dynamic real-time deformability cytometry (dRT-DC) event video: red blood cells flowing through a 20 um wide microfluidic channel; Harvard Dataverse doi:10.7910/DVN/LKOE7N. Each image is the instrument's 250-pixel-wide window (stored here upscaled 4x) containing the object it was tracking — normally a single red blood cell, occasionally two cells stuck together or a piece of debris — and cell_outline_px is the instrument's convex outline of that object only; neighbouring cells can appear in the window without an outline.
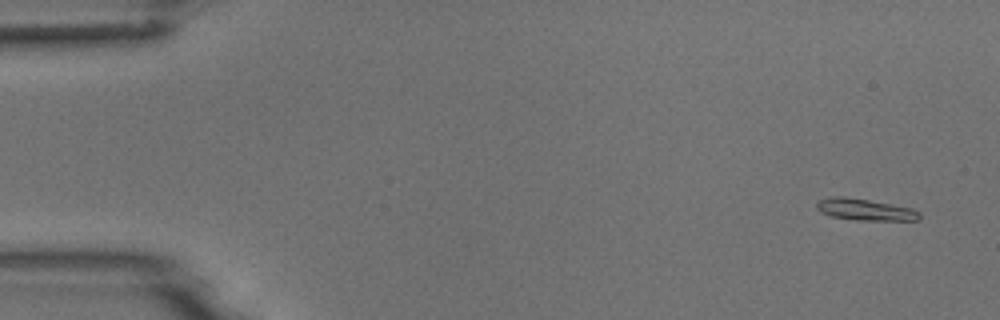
{"species": "common noctule bat (a hibernating species)", "species_latin": "Nyctalus noctula", "temperature_condition": "room temperature", "stored_images_in_passage": 53, "camera_frame_rate_fps": 3000, "um_per_image_px": 0.085, "animal": {"sex": "male", "body_mass_g": 18.8}, "frame": {"image": 1, "passage_image": 3, "time_ms": 0.667, "image_size_px": [1000, 320], "cell_outline_px": [[920, 220], [856, 220], [832, 216], [820, 212], [816, 208], [816, 204], [820, 200], [832, 196], [844, 196], [892, 204], [912, 208], [920, 212]], "centroid_in_image_um": [73.53, 17.81], "position_along_channel_um": 11.5, "area_um2": 12.89}}
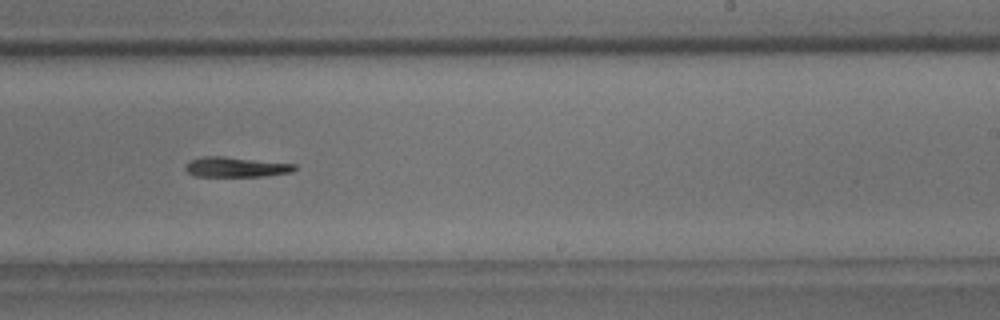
{"frame": {"image": 2, "passage_image": 33, "time_ms": 10.667, "image_size_px": [1000, 320], "cell_outline_px": [[296, 168], [292, 172], [264, 176], [196, 176], [188, 172], [184, 168], [184, 164], [188, 160], [200, 156], [224, 156], [296, 164]], "centroid_in_image_um": [20.0, 14.18], "position_along_channel_um": 269.0, "area_um2": 12.89}}
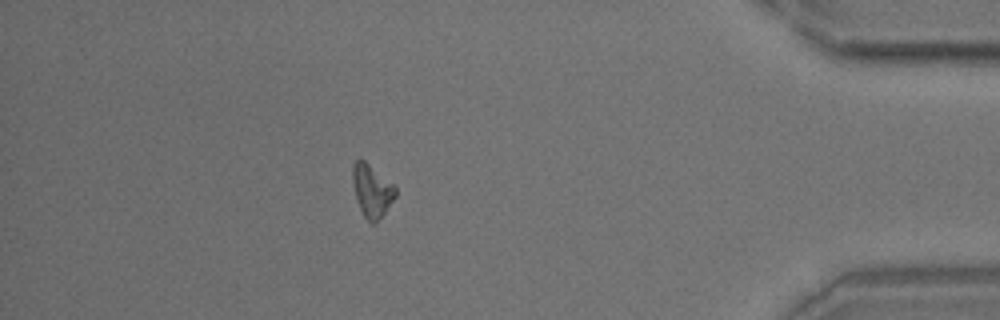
{"frame": {"image": 3, "passage_image": 47, "time_ms": 15.333, "image_size_px": [1000, 320], "cell_outline_px": [[396, 196], [376, 224], [372, 224], [364, 216], [356, 200], [352, 184], [352, 164], [360, 156], [392, 184], [396, 188]], "centroid_in_image_um": [31.57, 16.19], "position_along_channel_um": 403.6, "area_um2": 13.18}}